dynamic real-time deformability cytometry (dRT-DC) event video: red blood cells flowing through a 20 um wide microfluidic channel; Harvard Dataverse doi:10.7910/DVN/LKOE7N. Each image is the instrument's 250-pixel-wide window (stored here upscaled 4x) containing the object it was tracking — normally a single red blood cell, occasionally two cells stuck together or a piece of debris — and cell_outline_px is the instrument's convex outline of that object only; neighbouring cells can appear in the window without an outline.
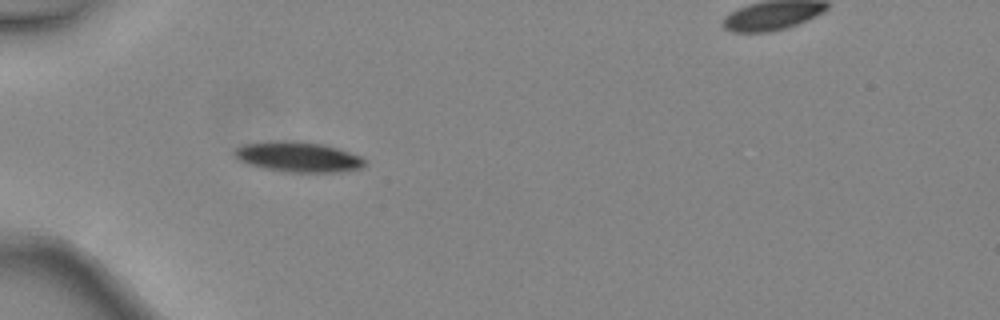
{"species": "common noctule bat (a hibernating species)", "species_latin": "Nyctalus noctula", "temperature_condition": "warm", "stored_images_in_passage": 33, "segment_of_instrument_passage": [1, 2], "camera_frame_rate_fps": 3000, "um_per_image_px": 0.085, "animal": {"sex": "female", "body_mass_g": 24.6, "forearm_length_mm": 56.2}, "frame": {"image": 1, "passage_image": 1, "time_ms": 0.0, "image_size_px": [1000, 320], "cell_outline_px": [[364, 164], [360, 168], [340, 172], [284, 172], [264, 168], [248, 164], [240, 160], [232, 152], [236, 148], [244, 144], [272, 140], [296, 140], [324, 144], [360, 156], [364, 160]], "centroid_in_image_um": [25.3, 13.32], "position_along_channel_um": 59.7, "area_um2": 23.0}}
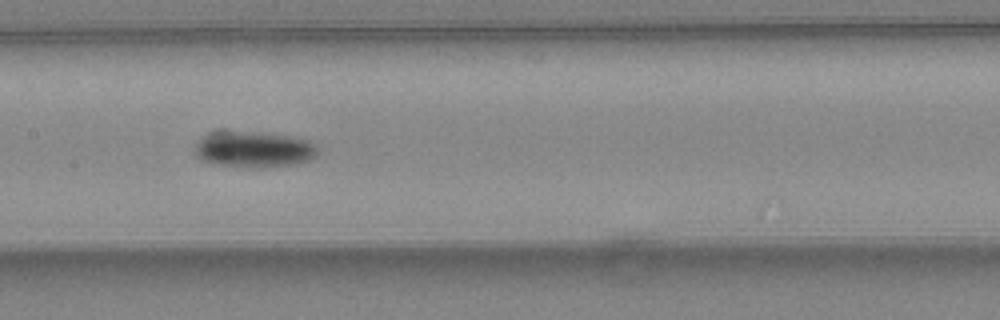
{"frame": {"image": 2, "passage_image": 10, "time_ms": 3.0, "image_size_px": [1000, 320], "cell_outline_px": [[316, 156], [308, 160], [296, 164], [264, 168], [236, 168], [208, 164], [200, 160], [192, 152], [192, 148], [196, 140], [200, 136], [208, 132], [264, 132], [288, 136], [308, 140], [316, 144]], "centroid_in_image_um": [21.44, 12.72], "position_along_channel_um": 186.0, "area_um2": 26.82}}
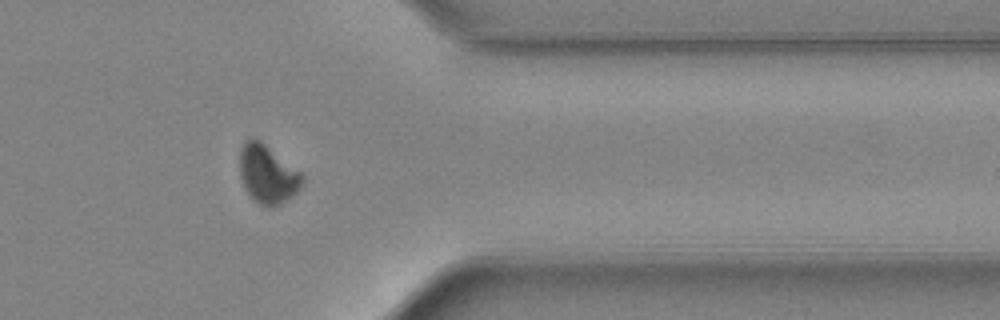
{"frame": {"image": 3, "passage_image": 24, "time_ms": 7.667, "image_size_px": [1000, 320], "cell_outline_px": [[304, 184], [292, 196], [280, 204], [272, 208], [268, 208], [260, 204], [244, 188], [240, 176], [240, 148], [244, 140], [252, 136], [260, 140], [300, 172], [304, 176]], "centroid_in_image_um": [22.73, 14.79], "position_along_channel_um": 388.7, "area_um2": 21.33}}